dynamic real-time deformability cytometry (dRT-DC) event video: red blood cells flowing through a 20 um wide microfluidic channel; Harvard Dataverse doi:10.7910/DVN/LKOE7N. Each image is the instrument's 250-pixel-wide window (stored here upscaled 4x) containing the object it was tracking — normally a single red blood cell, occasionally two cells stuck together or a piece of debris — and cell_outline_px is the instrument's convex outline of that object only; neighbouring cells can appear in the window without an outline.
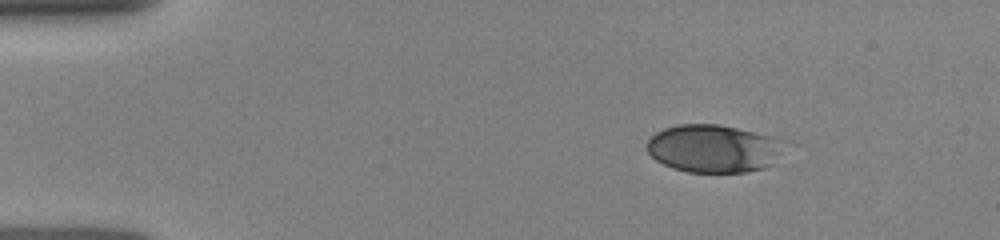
{"species": "human", "species_latin": "Homo sapiens", "temperature_condition": "room temperature", "stored_images_in_passage": 36, "camera_frame_rate_fps": 3000, "um_per_image_px": 0.085, "donor": {"sex": "female"}, "frame": {"image": 1, "passage_image": 1, "time_ms": 0.0, "image_size_px": [1000, 240], "cell_outline_px": [[796, 144], [776, 164], [764, 168], [744, 172], [688, 172], [672, 168], [656, 160], [644, 148], [644, 144], [656, 132], [664, 128], [680, 124], [720, 124], [792, 140]], "centroid_in_image_um": [60.86, 12.62], "position_along_channel_um": 24.1, "area_um2": 40.11}}
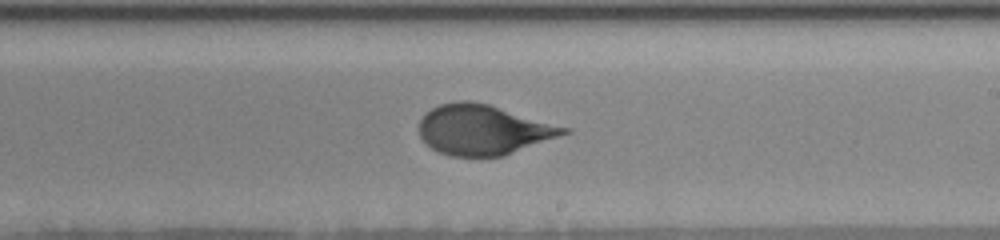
{"frame": {"image": 2, "passage_image": 20, "time_ms": 7.333, "image_size_px": [1000, 240], "cell_outline_px": [[572, 132], [504, 156], [448, 156], [432, 148], [420, 136], [420, 120], [424, 112], [440, 104], [456, 100], [468, 100], [488, 104], [572, 128]], "centroid_in_image_um": [41.11, 11.02], "position_along_channel_um": 247.9, "area_um2": 42.31}}
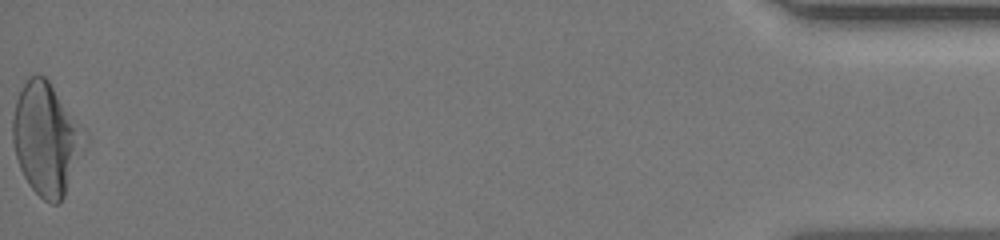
{"frame": {"image": 3, "passage_image": 36, "time_ms": 14.0, "image_size_px": [1000, 240], "cell_outline_px": [[88, 140], [64, 196], [60, 204], [52, 204], [44, 200], [28, 184], [20, 168], [16, 156], [12, 140], [12, 116], [16, 100], [28, 76], [44, 76], [48, 80], [88, 132]], "centroid_in_image_um": [3.96, 11.81], "position_along_channel_um": 431.2, "area_um2": 47.28}}